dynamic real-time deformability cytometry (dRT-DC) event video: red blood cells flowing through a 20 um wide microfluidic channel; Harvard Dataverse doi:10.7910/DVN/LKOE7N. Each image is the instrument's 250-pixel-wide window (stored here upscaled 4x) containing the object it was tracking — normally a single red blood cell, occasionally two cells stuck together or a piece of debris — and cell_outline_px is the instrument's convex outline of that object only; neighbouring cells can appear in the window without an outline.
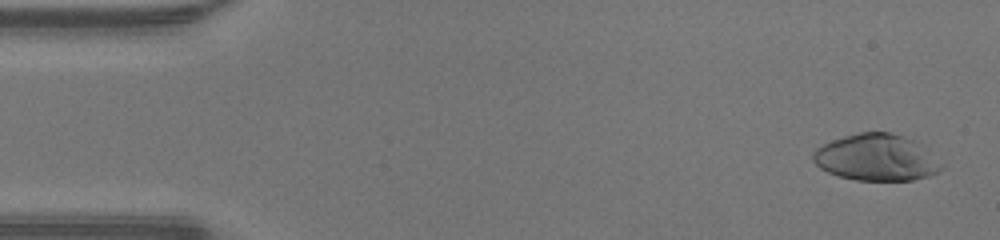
{"species": "human", "species_latin": "Homo sapiens", "temperature_condition": "warm", "stored_images_in_passage": 47, "camera_frame_rate_fps": 3000, "um_per_image_px": 0.085, "donor": {"sex": "male"}, "frame": {"image": 1, "passage_image": 2, "time_ms": 0.333, "image_size_px": [1000, 240], "cell_outline_px": [[944, 168], [940, 172], [928, 176], [912, 180], [856, 180], [840, 176], [828, 172], [820, 168], [812, 160], [812, 152], [816, 148], [832, 140], [844, 136], [860, 132], [892, 132], [912, 140], [944, 164]], "centroid_in_image_um": [74.48, 13.4], "position_along_channel_um": 10.5, "area_um2": 34.62}}
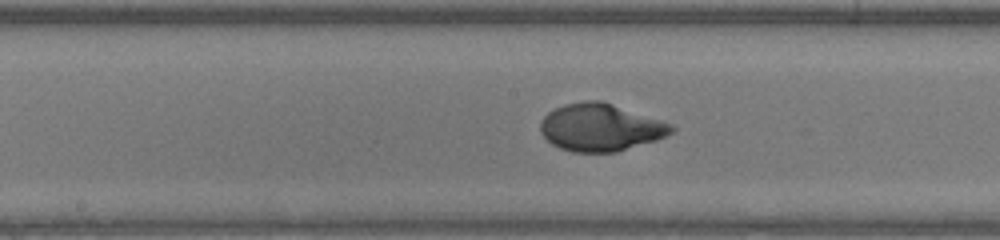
{"frame": {"image": 2, "passage_image": 24, "time_ms": 7.667, "image_size_px": [1000, 240], "cell_outline_px": [[676, 128], [672, 132], [656, 140], [616, 152], [572, 152], [560, 148], [552, 144], [540, 132], [540, 124], [544, 116], [548, 112], [564, 104], [584, 100], [600, 100], [672, 124]], "centroid_in_image_um": [51.02, 10.83], "position_along_channel_um": 197.2, "area_um2": 35.95}}
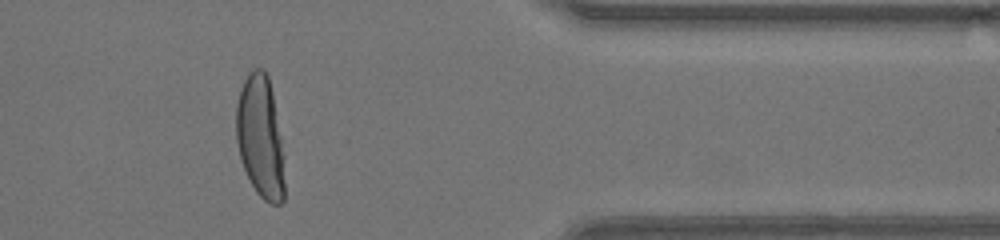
{"frame": {"image": 3, "passage_image": 39, "time_ms": 12.667, "image_size_px": [1000, 240], "cell_outline_px": [[284, 200], [280, 204], [272, 204], [264, 200], [256, 192], [244, 168], [240, 156], [236, 140], [236, 104], [240, 88], [248, 72], [252, 68], [264, 68], [268, 76], [272, 92], [284, 152]], "centroid_in_image_um": [22.13, 11.63], "position_along_channel_um": 389.3, "area_um2": 34.8}, "authors_computed_cell_mechanics": {"area_um2": 35.4314, "velocity_mm_per_s": 4.3328, "shape_relaxation_time_tau1_ms": 4.3542, "shape_relaxation_time_tau2_ms": null, "deformation_change_tau1": 0.2662, "deformation_change_tau2": null}}